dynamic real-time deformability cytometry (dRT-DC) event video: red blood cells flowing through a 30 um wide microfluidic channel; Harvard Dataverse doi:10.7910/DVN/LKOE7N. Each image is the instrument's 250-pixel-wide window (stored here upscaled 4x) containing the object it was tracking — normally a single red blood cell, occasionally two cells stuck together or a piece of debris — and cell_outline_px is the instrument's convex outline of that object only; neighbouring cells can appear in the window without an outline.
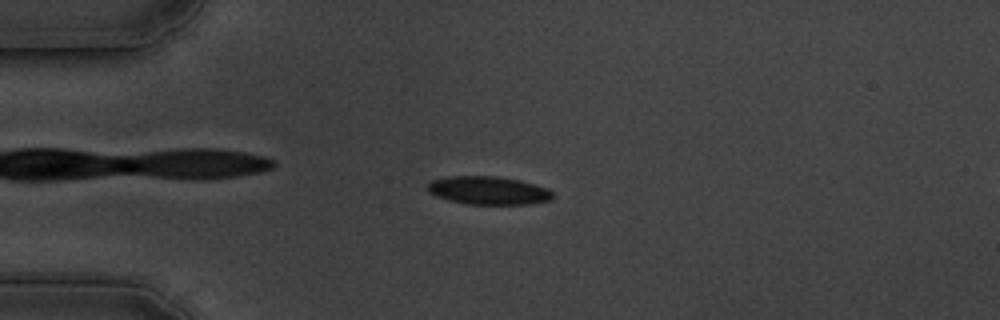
{"species": "common noctule bat (a hibernating species)", "species_latin": "Nyctalus noctula", "temperature_condition": "cold", "stored_images_in_passage": 58, "camera_frame_rate_fps": 3000, "um_per_image_px": 0.085, "animal": {"sex": "male", "body_mass_g": 19.5, "forearm_length_mm": 54.6}, "frame": {"image": 1, "passage_image": 14, "time_ms": 4.333, "image_size_px": [1000, 320], "cell_outline_px": [[552, 200], [528, 204], [464, 204], [448, 200], [436, 196], [428, 192], [428, 184], [432, 180], [448, 176], [496, 176], [520, 180], [548, 188], [552, 192]], "centroid_in_image_um": [41.5, 16.19], "position_along_channel_um": 43.5, "area_um2": 20.63}}
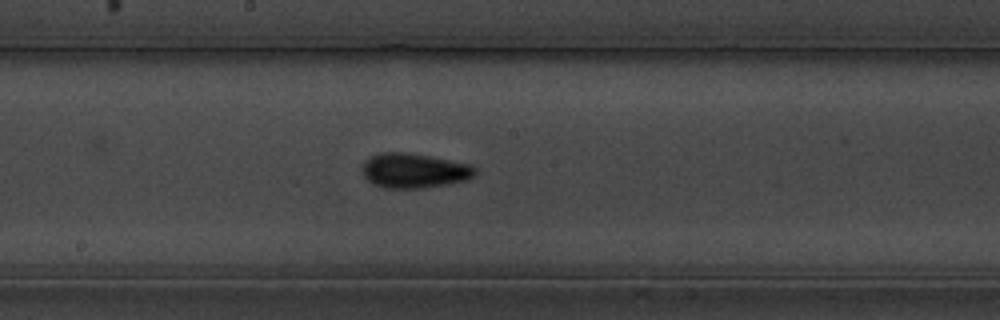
{"frame": {"image": 2, "passage_image": 31, "time_ms": 10.0, "image_size_px": [1000, 320], "cell_outline_px": [[476, 172], [468, 180], [448, 184], [424, 188], [380, 188], [372, 184], [364, 176], [360, 168], [364, 160], [368, 156], [380, 152], [408, 152], [468, 164], [476, 168]], "centroid_in_image_um": [35.12, 14.51], "position_along_channel_um": 213.1, "area_um2": 23.12}}
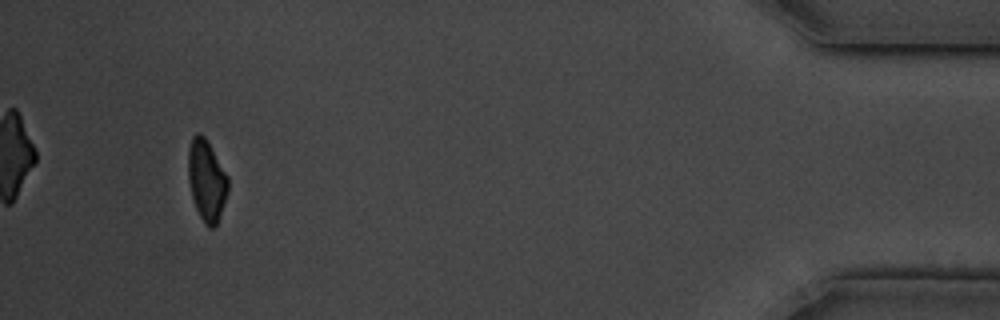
{"frame": {"image": 3, "passage_image": 55, "time_ms": 18.0, "image_size_px": [1000, 320], "cell_outline_px": [[228, 192], [216, 224], [212, 228], [208, 228], [204, 224], [196, 208], [192, 196], [188, 180], [188, 148], [192, 136], [196, 132], [200, 132], [204, 136], [228, 176]], "centroid_in_image_um": [17.54, 15.31], "position_along_channel_um": 417.7, "area_um2": 18.73}, "authors_computed_cell_mechanics": {"area_um2": 20.6635, "velocity_mm_per_s": 3.4007, "shape_relaxation_time_tau1_ms": 3.2024, "shape_relaxation_time_tau2_ms": 2.7579, "deformation_change_tau1": 0.0909, "deformation_change_tau2": 0.0713}}